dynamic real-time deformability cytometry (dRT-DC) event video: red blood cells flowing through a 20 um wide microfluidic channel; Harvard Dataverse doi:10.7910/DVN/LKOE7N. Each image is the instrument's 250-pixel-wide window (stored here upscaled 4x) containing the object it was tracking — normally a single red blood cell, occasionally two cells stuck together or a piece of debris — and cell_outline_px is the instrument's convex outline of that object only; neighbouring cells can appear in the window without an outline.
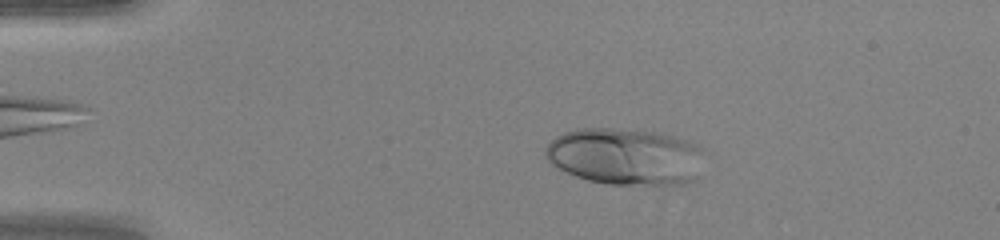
{"species": "human", "species_latin": "Homo sapiens", "temperature_condition": "warm", "stored_images_in_passage": 47, "camera_frame_rate_fps": 3000, "um_per_image_px": 0.085, "donor": {"sex": "female"}, "frame": {"image": 1, "passage_image": 9, "time_ms": 2.667, "image_size_px": [1000, 240], "cell_outline_px": [[704, 148], [696, 180], [684, 184], [608, 184], [588, 180], [564, 172], [556, 168], [544, 156], [544, 148], [556, 136], [564, 132], [580, 128], [612, 128], [656, 132], [688, 140]], "centroid_in_image_um": [53.13, 13.3], "position_along_channel_um": 31.9, "area_um2": 52.89}}
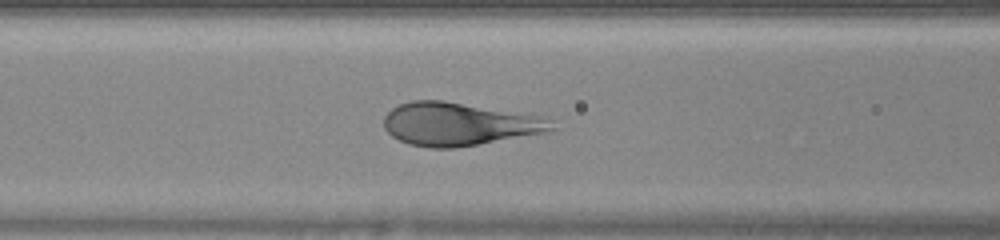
{"frame": {"image": 2, "passage_image": 20, "time_ms": 6.333, "image_size_px": [1000, 240], "cell_outline_px": [[556, 128], [548, 132], [456, 148], [428, 148], [408, 144], [392, 136], [384, 128], [384, 116], [392, 108], [400, 104], [412, 100], [444, 100], [536, 116], [544, 120]], "centroid_in_image_um": [38.9, 10.56], "position_along_channel_um": 127.7, "area_um2": 41.5}}
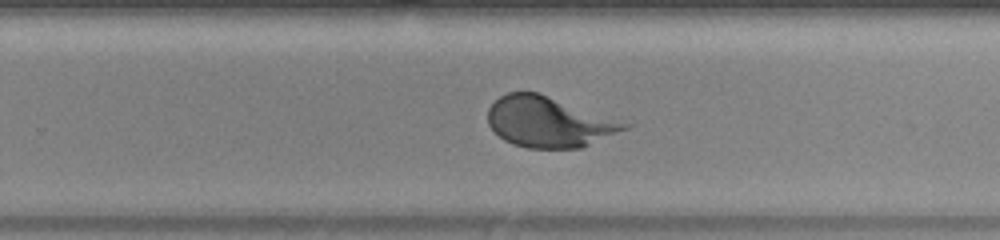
{"frame": {"image": 3, "passage_image": 31, "time_ms": 10.0, "image_size_px": [1000, 240], "cell_outline_px": [[636, 124], [628, 128], [580, 148], [528, 148], [512, 144], [504, 140], [488, 124], [488, 108], [500, 96], [508, 92], [540, 92]], "centroid_in_image_um": [46.71, 10.34], "position_along_channel_um": 283.1, "area_um2": 40.63}}